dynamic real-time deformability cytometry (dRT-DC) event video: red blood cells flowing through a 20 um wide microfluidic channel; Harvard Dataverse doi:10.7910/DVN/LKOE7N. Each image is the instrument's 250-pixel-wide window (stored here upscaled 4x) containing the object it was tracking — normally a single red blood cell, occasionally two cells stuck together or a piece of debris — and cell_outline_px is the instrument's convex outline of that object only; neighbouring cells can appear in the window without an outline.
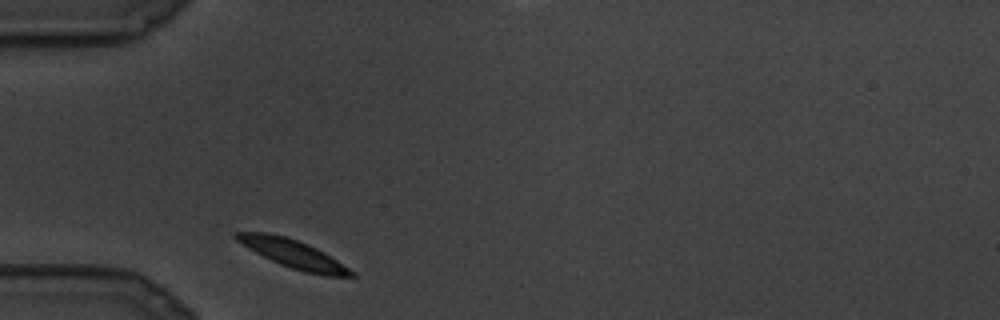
{"species": "common noctule bat (a hibernating species)", "species_latin": "Nyctalus noctula", "temperature_condition": "cold", "stored_images_in_passage": 17, "camera_frame_rate_fps": 3000, "um_per_image_px": 0.085, "animal": {"sex": "male", "body_mass_g": 19.5, "forearm_length_mm": 54.6}, "frame": {"image": 1, "passage_image": 1, "time_ms": 0.0, "image_size_px": [1000, 320], "cell_outline_px": [[356, 276], [324, 276], [304, 272], [280, 264], [248, 248], [236, 240], [232, 236], [236, 232], [268, 232], [284, 236], [308, 244], [324, 252], [356, 272]], "centroid_in_image_um": [24.94, 21.58], "position_along_channel_um": 60.1, "area_um2": 18.79}}
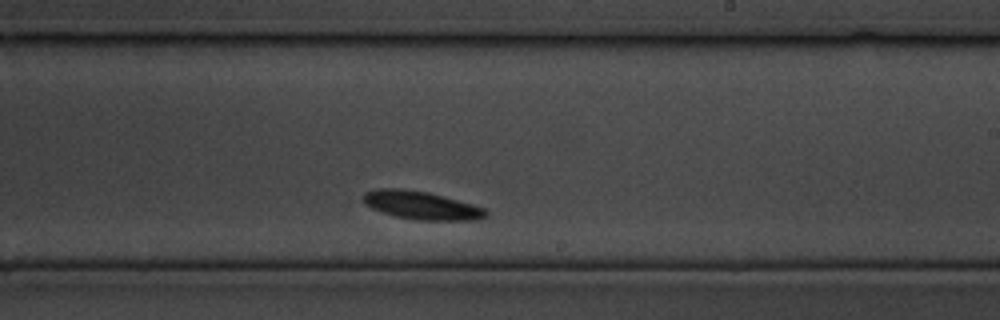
{"frame": {"image": 2, "passage_image": 10, "time_ms": 3.0, "image_size_px": [1000, 320], "cell_outline_px": [[488, 216], [472, 220], [416, 220], [396, 216], [372, 208], [364, 204], [364, 192], [376, 188], [400, 188], [428, 192], [472, 204], [484, 208], [488, 212]], "centroid_in_image_um": [35.81, 17.44], "position_along_channel_um": 253.2, "area_um2": 20.0}}
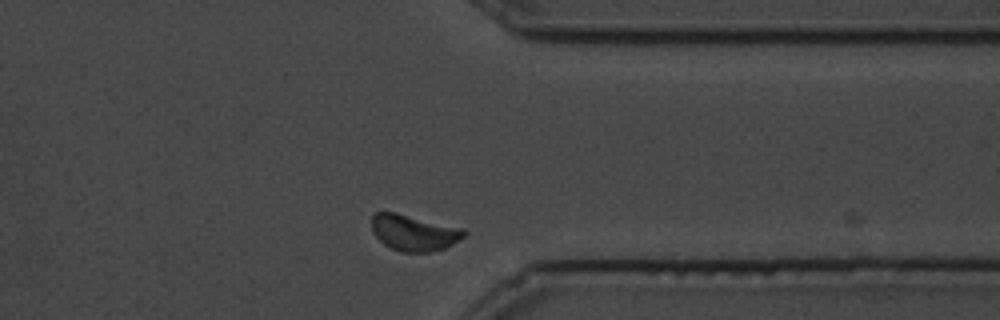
{"frame": {"image": 3, "passage_image": 16, "time_ms": 5.0, "image_size_px": [1000, 320], "cell_outline_px": [[468, 232], [464, 236], [452, 244], [444, 248], [428, 252], [404, 252], [392, 248], [384, 244], [372, 232], [372, 216], [376, 212], [396, 212], [464, 228]], "centroid_in_image_um": [35.19, 19.76], "position_along_channel_um": 376.2, "area_um2": 19.36}}